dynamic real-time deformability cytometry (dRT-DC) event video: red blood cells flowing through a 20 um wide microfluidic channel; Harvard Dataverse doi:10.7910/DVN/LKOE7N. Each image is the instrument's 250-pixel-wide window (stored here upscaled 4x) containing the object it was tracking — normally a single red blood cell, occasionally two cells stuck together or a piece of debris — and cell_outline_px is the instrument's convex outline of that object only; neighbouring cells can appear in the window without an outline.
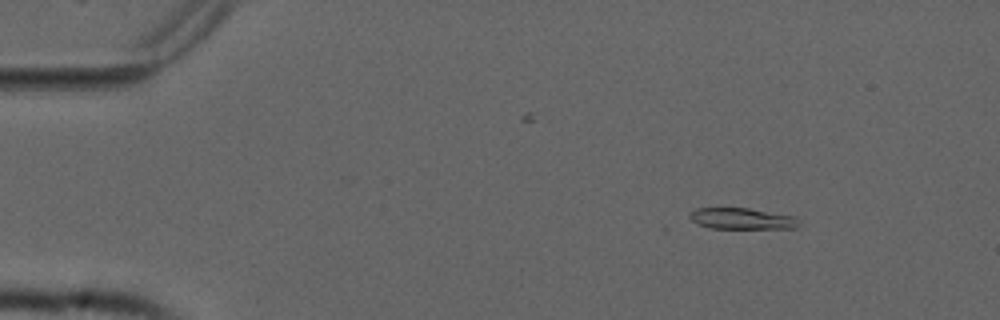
{"species": "common noctule bat (a hibernating species)", "species_latin": "Nyctalus noctula", "temperature_condition": "cold", "stored_images_in_passage": 53, "camera_frame_rate_fps": 3000, "um_per_image_px": 0.085, "animal": {"sex": "male", "forearm_length_mm": 52.5}, "frame": {"image": 1, "passage_image": 6, "time_ms": 1.667, "image_size_px": [1000, 320], "cell_outline_px": [[800, 224], [796, 228], [712, 228], [700, 224], [692, 220], [688, 216], [688, 212], [696, 208], [748, 208], [796, 216], [800, 220]], "centroid_in_image_um": [63.09, 18.57], "position_along_channel_um": 21.9, "area_um2": 13.53}}
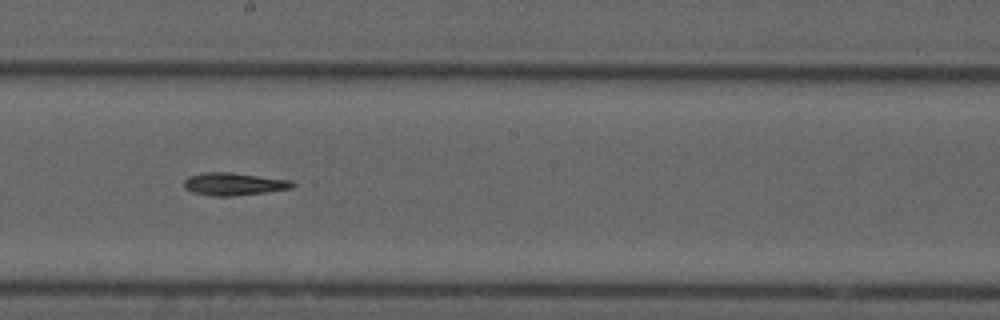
{"frame": {"image": 2, "passage_image": 29, "time_ms": 9.333, "image_size_px": [1000, 320], "cell_outline_px": [[300, 184], [292, 188], [268, 192], [232, 196], [212, 196], [192, 192], [184, 188], [184, 180], [188, 176], [204, 172], [228, 172], [292, 180]], "centroid_in_image_um": [19.92, 15.64], "position_along_channel_um": 228.3, "area_um2": 14.51}}
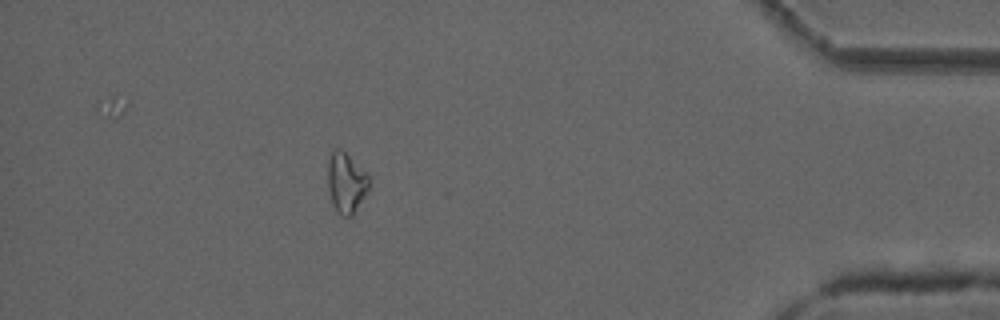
{"frame": {"image": 3, "passage_image": 47, "time_ms": 15.333, "image_size_px": [1000, 320], "cell_outline_px": [[368, 188], [364, 196], [352, 216], [340, 216], [332, 204], [328, 188], [328, 160], [332, 152], [336, 148], [340, 148], [368, 172]], "centroid_in_image_um": [29.41, 15.52], "position_along_channel_um": 405.8, "area_um2": 14.45}}